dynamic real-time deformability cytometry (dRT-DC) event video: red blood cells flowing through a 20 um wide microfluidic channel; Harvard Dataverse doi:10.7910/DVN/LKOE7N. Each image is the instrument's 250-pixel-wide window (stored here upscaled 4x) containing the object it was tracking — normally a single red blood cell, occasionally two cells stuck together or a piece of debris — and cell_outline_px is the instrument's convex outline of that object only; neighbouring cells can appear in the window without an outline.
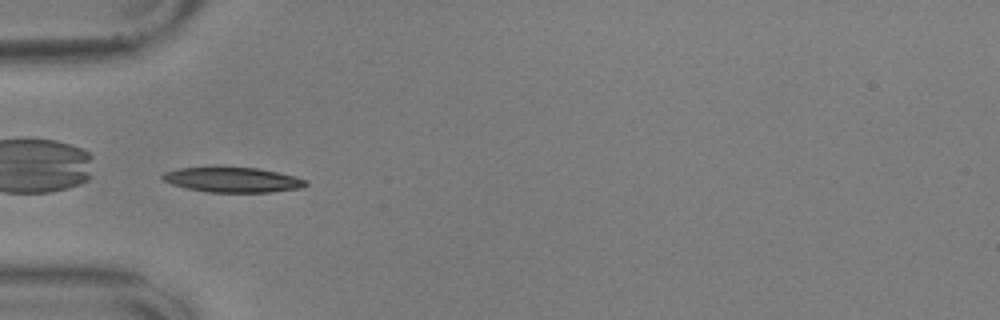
{"species": "common noctule bat (a hibernating species)", "species_latin": "Nyctalus noctula", "temperature_condition": "warm", "stored_images_in_passage": 39, "camera_frame_rate_fps": 3000, "um_per_image_px": 0.085, "animal": {"sex": "male", "body_mass_g": 17.9, "forearm_length_mm": 54.2}, "frame": {"image": 1, "passage_image": 1, "time_ms": 0.0, "image_size_px": [1000, 320], "cell_outline_px": [[308, 184], [304, 188], [268, 192], [208, 192], [188, 188], [172, 184], [164, 180], [160, 176], [164, 172], [180, 168], [256, 168], [276, 172], [308, 180]], "centroid_in_image_um": [19.8, 15.3], "position_along_channel_um": 65.2, "area_um2": 20.46}, "authors_computed_cell_mechanics": {"area_um2": 20.4612, "velocity_mm_per_s": 3.5656, "shape_relaxation_time_tau1_ms": 4.3043, "shape_relaxation_time_tau2_ms": 2.8859, "deformation_change_tau1": 0.1889, "deformation_change_tau2": 0.0979}}